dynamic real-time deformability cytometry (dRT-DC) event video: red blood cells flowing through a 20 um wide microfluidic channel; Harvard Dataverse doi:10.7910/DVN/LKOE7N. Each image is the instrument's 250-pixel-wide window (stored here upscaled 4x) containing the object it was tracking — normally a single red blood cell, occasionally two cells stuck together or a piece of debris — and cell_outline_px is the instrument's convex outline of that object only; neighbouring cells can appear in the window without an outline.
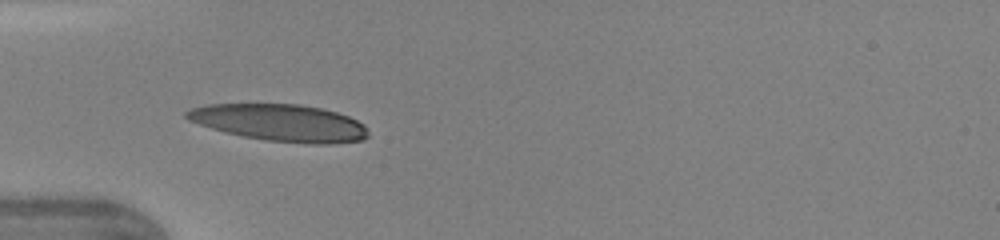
{"species": "human", "species_latin": "Homo sapiens", "temperature_condition": "warm", "stored_images_in_passage": 34, "camera_frame_rate_fps": 3000, "um_per_image_px": 0.085, "donor": {"sex": "female"}, "frame": {"image": 1, "passage_image": 6, "time_ms": 1.667, "image_size_px": [1000, 240], "cell_outline_px": [[368, 136], [364, 140], [328, 144], [312, 144], [264, 140], [224, 132], [188, 120], [184, 116], [184, 112], [192, 108], [208, 104], [300, 104], [320, 108], [336, 112], [348, 116], [364, 124], [368, 132]], "centroid_in_image_um": [23.81, 10.43], "position_along_channel_um": 61.2, "area_um2": 39.07}, "authors_computed_cell_mechanics": {"area_um2": 37.8012, "velocity_mm_per_s": 4.361, "shape_relaxation_time_tau1_ms": 3.0147, "shape_relaxation_time_tau2_ms": 0.712, "deformation_change_tau1": 0.169, "deformation_change_tau2": 0.0796}}